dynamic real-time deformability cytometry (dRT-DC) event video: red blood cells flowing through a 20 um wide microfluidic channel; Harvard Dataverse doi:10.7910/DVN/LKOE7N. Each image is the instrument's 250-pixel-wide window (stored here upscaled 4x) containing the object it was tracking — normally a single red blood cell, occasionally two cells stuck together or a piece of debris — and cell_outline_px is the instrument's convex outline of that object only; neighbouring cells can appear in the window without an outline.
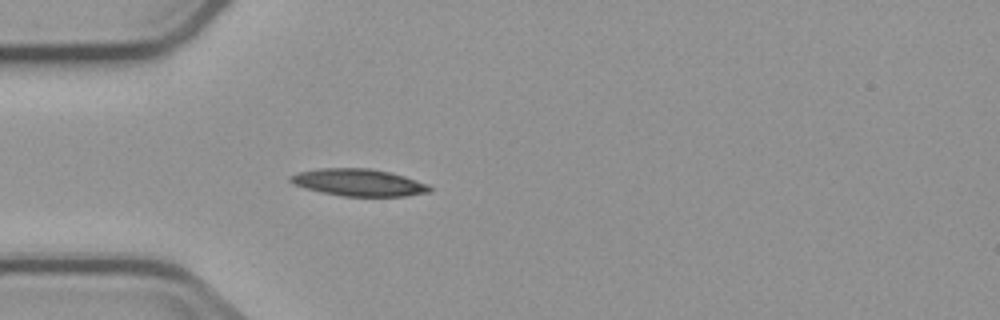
{"species": "common noctule bat (a hibernating species)", "species_latin": "Nyctalus noctula", "temperature_condition": "cold", "stored_images_in_passage": 3, "camera_frame_rate_fps": 3000, "um_per_image_px": 0.085, "animal": {"sex": "male", "body_mass_g": 23.1, "forearm_length_mm": 52.7}, "frame": {"image": 1, "passage_image": 3, "time_ms": 2.333, "image_size_px": [1000, 320], "cell_outline_px": [[432, 192], [404, 196], [344, 196], [320, 192], [292, 184], [288, 180], [288, 176], [300, 172], [320, 168], [372, 168], [392, 172], [428, 184], [432, 188]], "centroid_in_image_um": [30.49, 15.51], "position_along_channel_um": 54.5, "area_um2": 22.14}}